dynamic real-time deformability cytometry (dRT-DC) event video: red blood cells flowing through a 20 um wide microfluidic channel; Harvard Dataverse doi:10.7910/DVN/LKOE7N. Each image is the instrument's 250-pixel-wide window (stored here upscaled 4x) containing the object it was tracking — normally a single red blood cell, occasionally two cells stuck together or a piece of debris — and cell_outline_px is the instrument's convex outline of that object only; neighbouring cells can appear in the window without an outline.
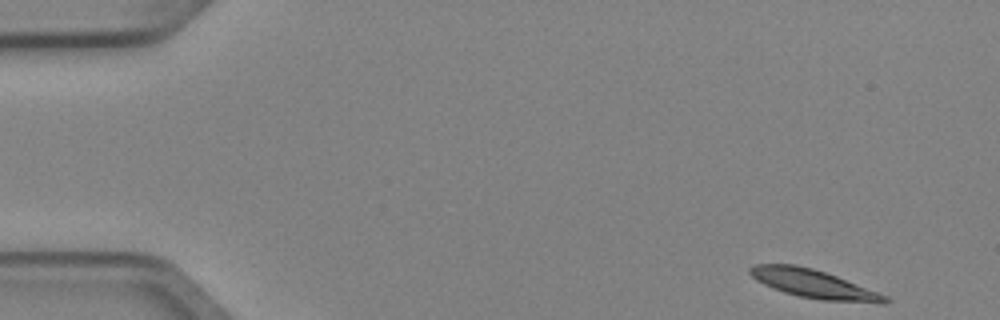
{"species": "Egyptian fruit bat (a non-hibernating species)", "species_latin": "Rousettus aegyptiacus", "temperature_condition": "cold", "stored_images_in_passage": 4, "camera_frame_rate_fps": 3000, "um_per_image_px": 0.085, "animal": {"sex": "female"}, "frame": {"image": 1, "passage_image": 1, "time_ms": 0.0, "image_size_px": [1000, 320], "cell_outline_px": [[892, 300], [888, 304], [884, 304], [820, 300], [800, 296], [784, 292], [772, 288], [756, 280], [748, 272], [748, 268], [752, 264], [796, 264], [812, 268], [836, 276], [888, 296]], "centroid_in_image_um": [69.18, 24.14], "position_along_channel_um": 15.8, "area_um2": 22.54}}
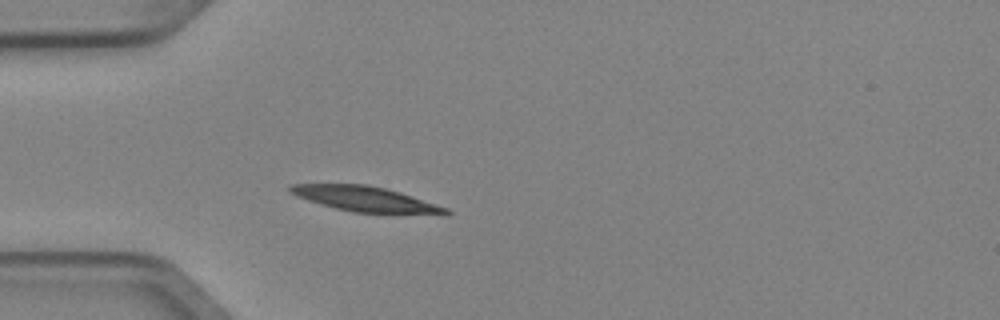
{"frame": {"image": 2, "passage_image": 4, "time_ms": 1.0, "image_size_px": [1000, 320], "cell_outline_px": [[452, 212], [448, 216], [444, 216], [352, 212], [320, 204], [296, 196], [288, 192], [288, 184], [368, 184], [400, 192], [448, 208]], "centroid_in_image_um": [31.16, 16.95], "position_along_channel_um": 53.8, "area_um2": 23.41}}